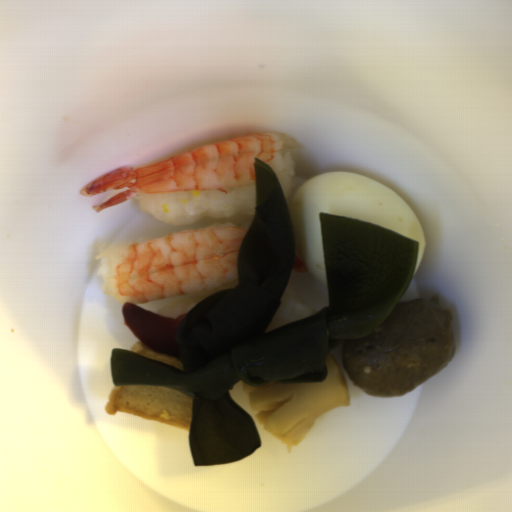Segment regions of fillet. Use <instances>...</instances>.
I'll use <instances>...</instances> for the list:
<instances>
[{"mask_svg":"<svg viewBox=\"0 0 512 512\" xmlns=\"http://www.w3.org/2000/svg\"><path fill=\"white\" fill-rule=\"evenodd\" d=\"M293 269H294V271H298L301 273H308V271H309L307 266L304 264V262L299 257L298 253L295 255V258H294Z\"/></svg>","mask_w":512,"mask_h":512,"instance_id":"e2c912f1","label":"fillet"},{"mask_svg":"<svg viewBox=\"0 0 512 512\" xmlns=\"http://www.w3.org/2000/svg\"><path fill=\"white\" fill-rule=\"evenodd\" d=\"M122 314L126 326L134 333L139 342L155 352L171 355L181 360L179 346L176 344L175 338L188 313L171 319L132 303L123 302Z\"/></svg>","mask_w":512,"mask_h":512,"instance_id":"25842a12","label":"fillet"}]
</instances>
